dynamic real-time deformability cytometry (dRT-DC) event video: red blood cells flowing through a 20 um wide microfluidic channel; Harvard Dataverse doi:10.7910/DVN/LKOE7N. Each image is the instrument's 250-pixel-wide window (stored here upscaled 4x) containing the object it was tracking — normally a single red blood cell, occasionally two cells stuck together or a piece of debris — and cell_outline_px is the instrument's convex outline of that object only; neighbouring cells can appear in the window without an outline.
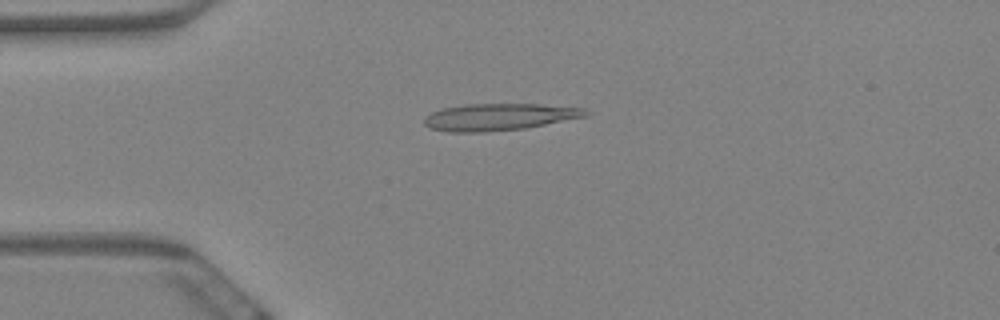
{"species": "Egyptian fruit bat (a non-hibernating species)", "species_latin": "Rousettus aegyptiacus", "temperature_condition": "warm", "stored_images_in_passage": 59, "camera_frame_rate_fps": 3000, "um_per_image_px": 0.085, "animal": {"sex": "female"}, "frame": {"image": 1, "passage_image": 14, "time_ms": 4.333, "image_size_px": [1000, 320], "cell_outline_px": [[592, 112], [588, 116], [524, 128], [484, 132], [448, 132], [428, 128], [424, 124], [424, 116], [440, 108], [464, 104], [540, 104], [584, 108]], "centroid_in_image_um": [42.4, 9.93], "position_along_channel_um": 42.6, "area_um2": 25.55}}
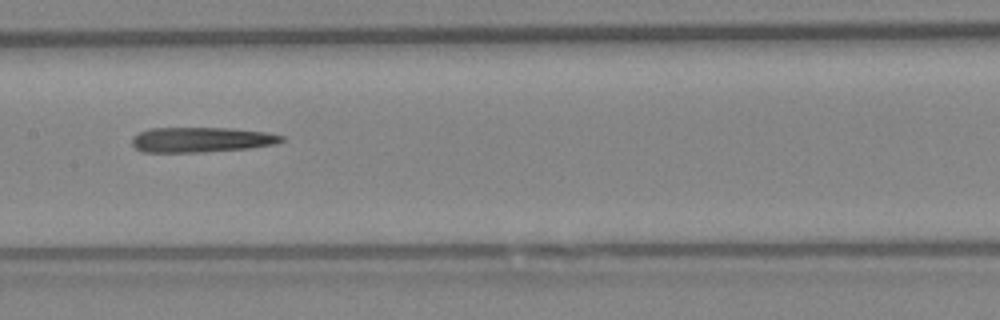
{"frame": {"image": 2, "passage_image": 29, "time_ms": 9.333, "image_size_px": [1000, 320], "cell_outline_px": [[284, 140], [272, 144], [248, 148], [204, 152], [140, 152], [132, 144], [132, 136], [148, 128], [232, 128], [268, 132], [284, 136]], "centroid_in_image_um": [17.08, 11.87], "position_along_channel_um": 190.3, "area_um2": 21.91}}
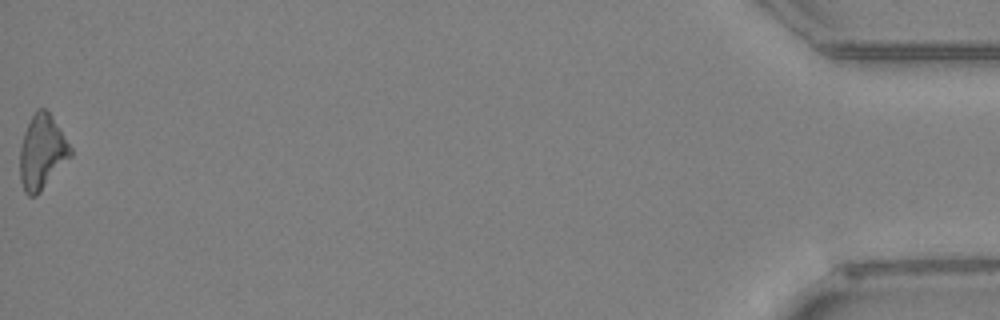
{"frame": {"image": 3, "passage_image": 59, "time_ms": 19.333, "image_size_px": [1000, 320], "cell_outline_px": [[72, 156], [40, 192], [36, 196], [28, 196], [24, 192], [20, 180], [20, 148], [24, 132], [36, 108], [44, 108], [52, 116], [72, 148]], "centroid_in_image_um": [3.57, 12.94], "position_along_channel_um": 431.6, "area_um2": 21.91}}